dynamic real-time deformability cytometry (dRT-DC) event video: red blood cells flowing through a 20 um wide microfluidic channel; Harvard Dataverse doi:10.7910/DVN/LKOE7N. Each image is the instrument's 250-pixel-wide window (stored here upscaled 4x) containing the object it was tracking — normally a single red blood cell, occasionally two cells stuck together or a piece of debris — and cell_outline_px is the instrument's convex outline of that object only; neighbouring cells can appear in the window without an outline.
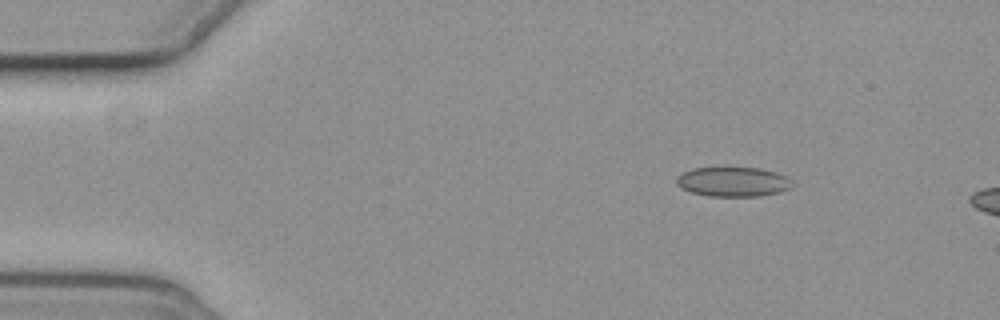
{"species": "common noctule bat (a hibernating species)", "species_latin": "Nyctalus noctula", "temperature_condition": "cold", "stored_images_in_passage": 8, "camera_frame_rate_fps": 3000, "um_per_image_px": 0.085, "animal": {"sex": "female", "body_mass_g": 19.3, "forearm_length_mm": 54.1}, "frame": {"image": 1, "passage_image": 2, "time_ms": 1.333, "image_size_px": [1000, 320], "cell_outline_px": [[796, 184], [792, 188], [780, 192], [760, 196], [708, 196], [692, 192], [680, 188], [676, 184], [676, 176], [692, 168], [724, 164], [728, 164], [760, 168], [776, 172], [788, 176]], "centroid_in_image_um": [62.33, 15.39], "position_along_channel_um": 22.7, "area_um2": 21.27}}
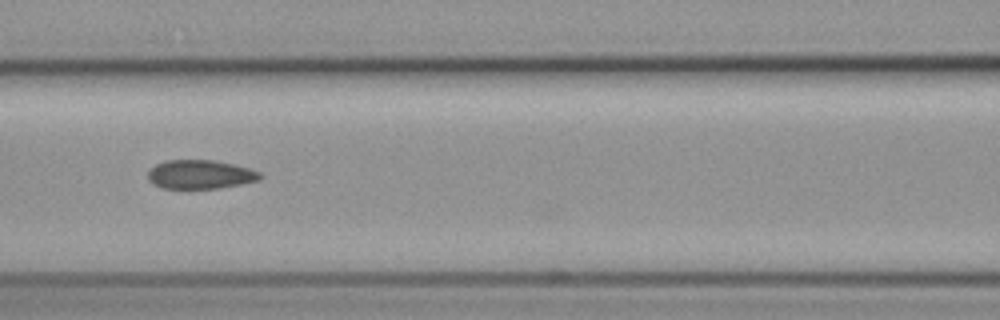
{"frame": {"image": 2, "passage_image": 7, "time_ms": 7.0, "image_size_px": [1000, 320], "cell_outline_px": [[264, 176], [260, 180], [220, 188], [160, 188], [152, 184], [148, 180], [148, 172], [156, 164], [164, 160], [212, 160], [232, 164], [248, 168], [260, 172]], "centroid_in_image_um": [17.01, 14.83], "position_along_channel_um": 149.6, "area_um2": 18.9}}
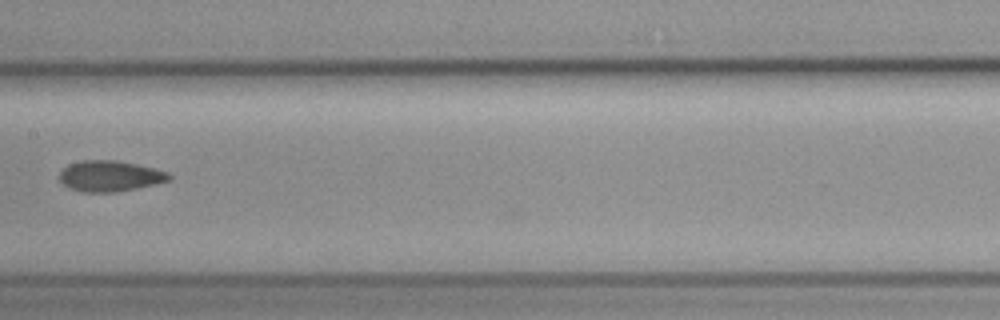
{"frame": {"image": 3, "passage_image": 8, "time_ms": 8.333, "image_size_px": [1000, 320], "cell_outline_px": [[172, 180], [156, 184], [116, 192], [84, 192], [72, 188], [64, 184], [60, 180], [60, 172], [68, 164], [84, 160], [116, 160], [136, 164], [168, 172], [172, 176]], "centroid_in_image_um": [9.38, 14.96], "position_along_channel_um": 198.0, "area_um2": 19.54}}